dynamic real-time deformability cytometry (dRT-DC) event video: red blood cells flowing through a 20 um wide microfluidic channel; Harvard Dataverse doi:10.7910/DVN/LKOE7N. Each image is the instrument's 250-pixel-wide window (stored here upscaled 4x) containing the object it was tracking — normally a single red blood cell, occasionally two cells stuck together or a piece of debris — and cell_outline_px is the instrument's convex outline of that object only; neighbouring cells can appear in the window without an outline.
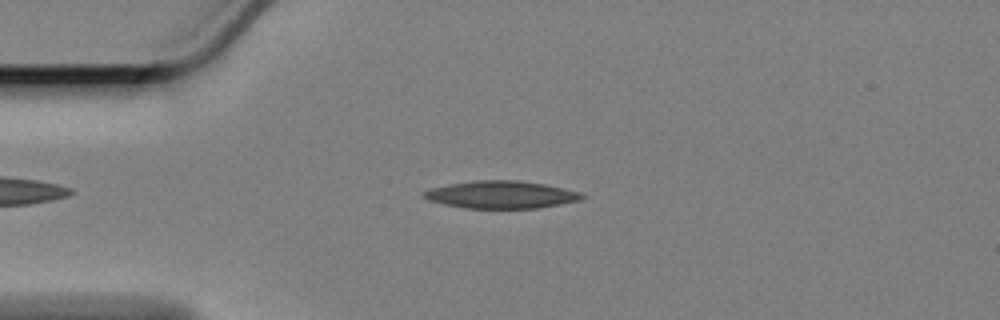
{"species": "Egyptian fruit bat (a non-hibernating species)", "species_latin": "Rousettus aegyptiacus", "temperature_condition": "cold", "stored_images_in_passage": 49, "camera_frame_rate_fps": 3000, "um_per_image_px": 0.085, "animal": {"sex": "female"}, "frame": {"image": 1, "passage_image": 9, "time_ms": 2.667, "image_size_px": [1000, 320], "cell_outline_px": [[588, 196], [580, 200], [536, 208], [464, 208], [444, 204], [428, 200], [420, 192], [428, 188], [448, 184], [476, 180], [520, 180], [544, 184], [564, 188], [580, 192]], "centroid_in_image_um": [42.57, 16.53], "position_along_channel_um": 42.4, "area_um2": 25.43}}
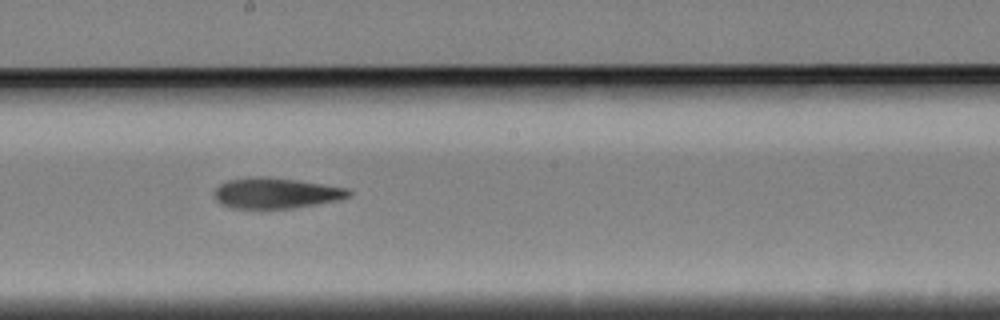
{"frame": {"image": 2, "passage_image": 27, "time_ms": 8.667, "image_size_px": [1000, 320], "cell_outline_px": [[352, 192], [348, 196], [336, 200], [316, 204], [292, 208], [232, 208], [220, 204], [216, 200], [216, 188], [220, 184], [228, 180], [252, 176], [268, 176], [296, 180], [348, 188]], "centroid_in_image_um": [23.43, 16.4], "position_along_channel_um": 224.8, "area_um2": 23.81}}
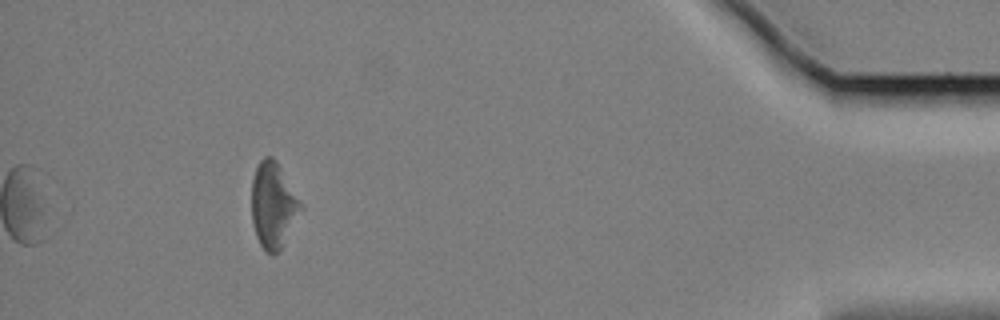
{"frame": {"image": 3, "passage_image": 49, "time_ms": 16.0, "image_size_px": [1000, 320], "cell_outline_px": [[304, 208], [280, 248], [276, 252], [264, 252], [256, 236], [252, 224], [252, 180], [256, 168], [260, 160], [264, 156], [272, 156], [276, 160], [304, 204]], "centroid_in_image_um": [23.24, 17.41], "position_along_channel_um": 412.0, "area_um2": 24.62}, "authors_computed_cell_mechanics": {"area_um2": 24.4494, "velocity_mm_per_s": 3.3688, "shape_relaxation_time_tau1_ms": 7.1195, "shape_relaxation_time_tau2_ms": null, "deformation_change_tau1": 0.1546, "deformation_change_tau2": null}}